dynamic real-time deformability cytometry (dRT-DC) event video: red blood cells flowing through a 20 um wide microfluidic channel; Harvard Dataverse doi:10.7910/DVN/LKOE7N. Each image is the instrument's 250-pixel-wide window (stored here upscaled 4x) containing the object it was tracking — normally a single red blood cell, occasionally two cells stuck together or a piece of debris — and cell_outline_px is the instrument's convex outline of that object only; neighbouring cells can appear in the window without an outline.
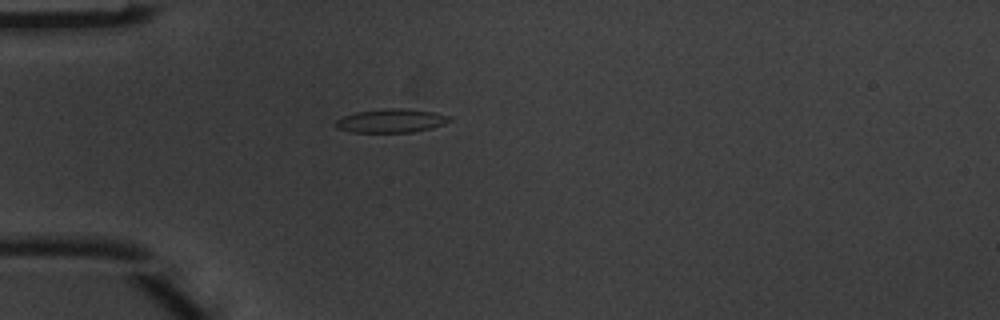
{"species": "common noctule bat (a hibernating species)", "species_latin": "Nyctalus noctula", "temperature_condition": "warm", "stored_images_in_passage": 2, "camera_frame_rate_fps": 3000, "um_per_image_px": 0.085, "animal": {"sex": "male", "body_mass_g": 20.1, "forearm_length_mm": 53.5}, "frame": {"image": 1, "passage_image": 2, "time_ms": 0.333, "image_size_px": [1000, 320], "cell_outline_px": [[452, 120], [444, 124], [432, 128], [412, 132], [352, 132], [336, 128], [332, 124], [336, 120], [344, 116], [356, 112], [388, 108], [408, 108], [436, 112], [452, 116]], "centroid_in_image_um": [33.28, 10.26], "position_along_channel_um": 51.7, "area_um2": 15.95}}